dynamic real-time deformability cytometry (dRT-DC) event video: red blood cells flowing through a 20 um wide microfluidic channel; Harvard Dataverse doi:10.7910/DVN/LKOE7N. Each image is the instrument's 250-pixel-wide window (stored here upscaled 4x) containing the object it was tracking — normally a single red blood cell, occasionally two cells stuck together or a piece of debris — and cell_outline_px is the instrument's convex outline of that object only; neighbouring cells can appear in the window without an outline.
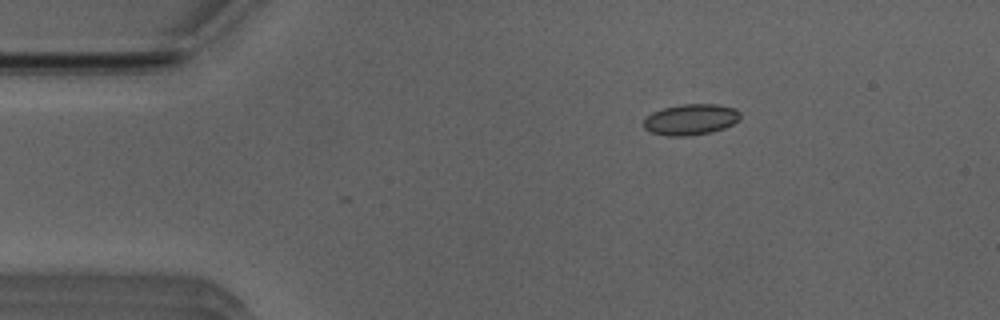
{"species": "Egyptian fruit bat (a non-hibernating species)", "species_latin": "Rousettus aegyptiacus", "temperature_condition": "room temperature", "stored_images_in_passage": 2, "camera_frame_rate_fps": 3000, "um_per_image_px": 0.085, "animal": {"sex": "male"}, "frame": {"image": 1, "passage_image": 1, "time_ms": 0.0, "image_size_px": [1000, 320], "cell_outline_px": [[740, 116], [732, 124], [724, 128], [712, 132], [688, 136], [668, 136], [652, 132], [644, 128], [644, 120], [652, 112], [664, 108], [680, 104], [716, 104], [736, 108], [740, 112]], "centroid_in_image_um": [58.72, 10.15], "position_along_channel_um": 26.3, "area_um2": 17.34}}